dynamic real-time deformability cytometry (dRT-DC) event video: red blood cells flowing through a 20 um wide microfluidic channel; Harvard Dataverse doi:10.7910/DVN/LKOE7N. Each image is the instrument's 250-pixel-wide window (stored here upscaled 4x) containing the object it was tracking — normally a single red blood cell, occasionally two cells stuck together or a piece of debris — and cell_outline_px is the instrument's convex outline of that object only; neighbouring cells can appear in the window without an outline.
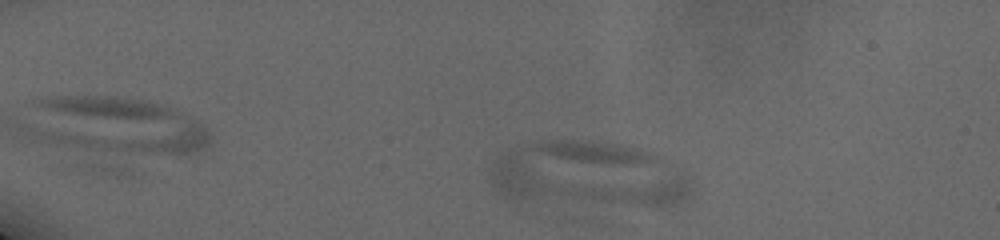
{"species": "human", "species_latin": "Homo sapiens", "temperature_condition": "cold", "stored_images_in_passage": 6, "camera_frame_rate_fps": 3000, "um_per_image_px": 0.085, "donor": {"sex": "male"}, "frame": {"image": 1, "passage_image": 6, "time_ms": 2.0, "image_size_px": [1000, 240], "cell_outline_px": [[692, 188], [688, 200], [664, 204], [644, 204], [596, 200], [576, 196], [560, 192], [564, 188], [680, 172], [684, 176]], "centroid_in_image_um": [54.2, 16.16], "position_along_channel_um": 30.8, "area_um2": 19.31}}